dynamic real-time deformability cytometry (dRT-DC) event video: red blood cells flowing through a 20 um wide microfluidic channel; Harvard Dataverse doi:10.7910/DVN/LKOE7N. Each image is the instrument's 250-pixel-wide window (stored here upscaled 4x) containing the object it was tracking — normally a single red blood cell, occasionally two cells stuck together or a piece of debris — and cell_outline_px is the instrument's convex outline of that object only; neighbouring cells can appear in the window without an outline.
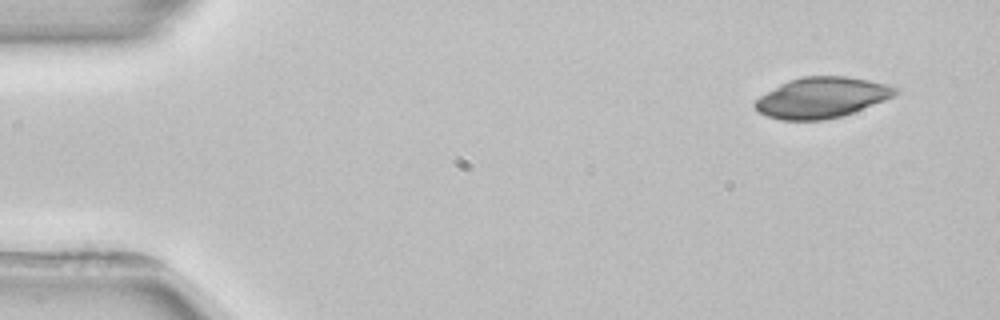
{"species": "common noctule bat (a hibernating species)", "species_latin": "Nyctalus noctula", "temperature_condition": "room temperature", "stored_images_in_passage": 4, "camera_frame_rate_fps": 3000, "um_per_image_px": 0.085, "animal": {"sex": "female", "body_mass_g": 22.7, "forearm_length_mm": 54.2}, "frame": {"image": 1, "passage_image": 1, "time_ms": 0.0, "image_size_px": [1000, 320], "cell_outline_px": [[900, 92], [884, 100], [852, 112], [840, 116], [824, 120], [780, 120], [768, 116], [760, 112], [752, 104], [760, 96], [788, 80], [804, 76], [848, 76], [888, 84], [900, 88]], "centroid_in_image_um": [69.86, 8.28], "position_along_channel_um": 15.1, "area_um2": 33.0}}